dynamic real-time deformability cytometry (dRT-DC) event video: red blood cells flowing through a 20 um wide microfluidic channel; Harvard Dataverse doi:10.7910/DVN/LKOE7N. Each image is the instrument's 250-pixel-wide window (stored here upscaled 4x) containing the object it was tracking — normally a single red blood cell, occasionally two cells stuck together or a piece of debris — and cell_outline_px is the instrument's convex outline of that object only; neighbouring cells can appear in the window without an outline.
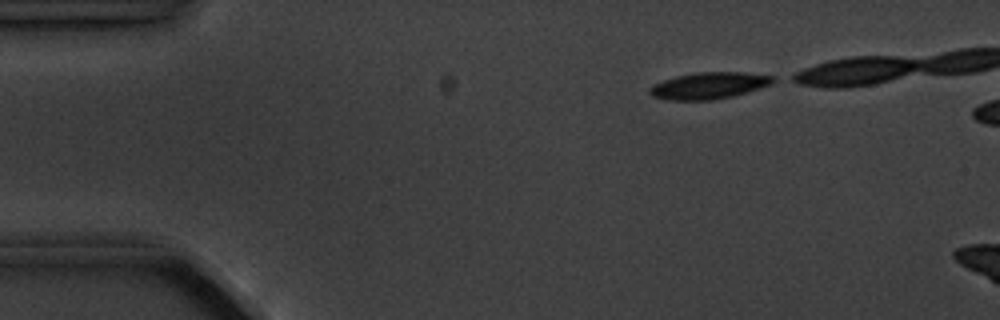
{"species": "common noctule bat (a hibernating species)", "species_latin": "Nyctalus noctula", "temperature_condition": "cold", "stored_images_in_passage": 3, "camera_frame_rate_fps": 3000, "um_per_image_px": 0.085, "animal": {"sex": "male", "body_mass_g": 20.1, "forearm_length_mm": 53.5}, "frame": {"image": 1, "passage_image": 1, "time_ms": 0.0, "image_size_px": [1000, 320], "cell_outline_px": [[780, 80], [772, 84], [760, 88], [732, 96], [712, 100], [668, 100], [652, 96], [648, 92], [648, 88], [652, 84], [676, 76], [696, 72], [744, 72], [776, 76]], "centroid_in_image_um": [60.29, 7.27], "position_along_channel_um": 24.7, "area_um2": 19.42}}